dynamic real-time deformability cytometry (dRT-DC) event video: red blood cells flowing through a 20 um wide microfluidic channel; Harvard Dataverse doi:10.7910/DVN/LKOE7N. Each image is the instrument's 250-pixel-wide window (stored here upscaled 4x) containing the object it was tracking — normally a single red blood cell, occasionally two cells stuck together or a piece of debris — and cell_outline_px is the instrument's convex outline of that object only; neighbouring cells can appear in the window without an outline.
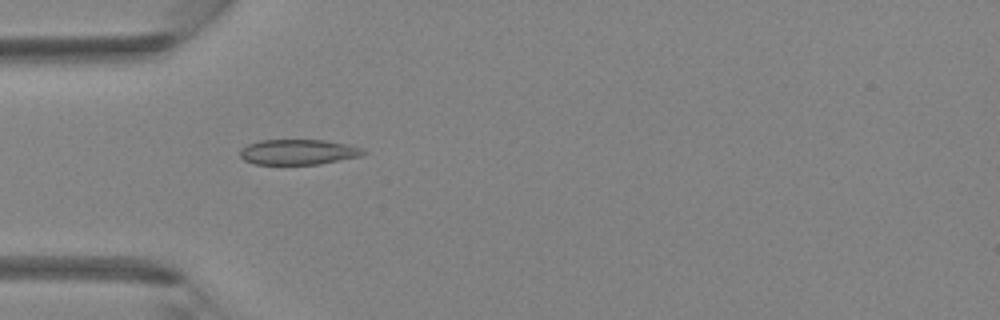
{"species": "Egyptian fruit bat (a non-hibernating species)", "species_latin": "Rousettus aegyptiacus", "temperature_condition": "room temperature", "stored_images_in_passage": 41, "camera_frame_rate_fps": 3000, "um_per_image_px": 0.085, "animal": {"sex": "female"}, "frame": {"image": 1, "passage_image": 13, "time_ms": 4.0, "image_size_px": [1000, 320], "cell_outline_px": [[368, 152], [360, 156], [320, 164], [256, 164], [244, 160], [240, 156], [240, 148], [248, 144], [260, 140], [324, 140], [348, 144], [360, 148]], "centroid_in_image_um": [25.34, 12.92], "position_along_channel_um": 59.7, "area_um2": 18.15}}
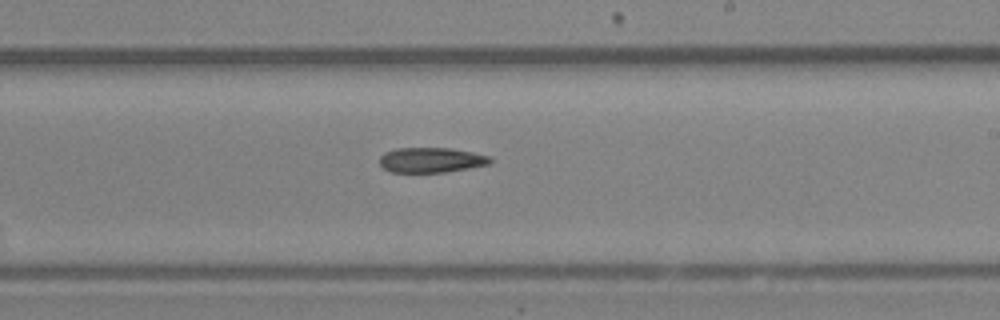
{"frame": {"image": 2, "passage_image": 25, "time_ms": 8.0, "image_size_px": [1000, 320], "cell_outline_px": [[492, 164], [448, 172], [392, 172], [384, 168], [380, 164], [380, 156], [384, 152], [396, 148], [452, 148], [472, 152], [488, 156], [492, 160]], "centroid_in_image_um": [36.67, 13.6], "position_along_channel_um": 252.3, "area_um2": 16.24}}
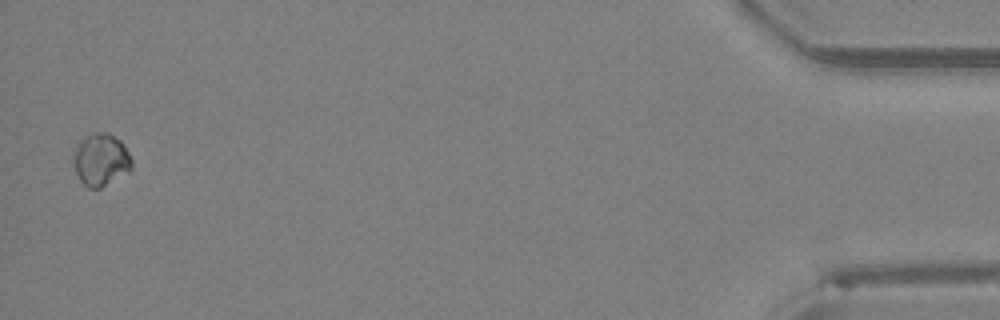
{"frame": {"image": 3, "passage_image": 41, "time_ms": 13.333, "image_size_px": [1000, 320], "cell_outline_px": [[132, 168], [128, 172], [100, 188], [88, 188], [80, 180], [72, 164], [72, 156], [76, 148], [92, 132], [108, 132], [120, 140], [124, 144], [132, 160]], "centroid_in_image_um": [8.58, 13.58], "position_along_channel_um": 426.6, "area_um2": 17.69}}